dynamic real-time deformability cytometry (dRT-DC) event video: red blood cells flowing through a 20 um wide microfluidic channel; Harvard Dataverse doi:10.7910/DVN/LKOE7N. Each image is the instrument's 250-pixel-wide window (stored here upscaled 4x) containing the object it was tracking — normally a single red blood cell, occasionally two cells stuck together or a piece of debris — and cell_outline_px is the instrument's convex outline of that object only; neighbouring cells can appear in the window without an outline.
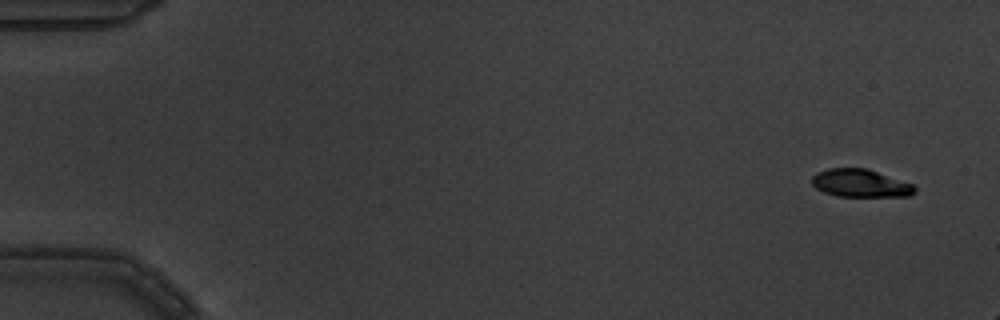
{"species": "common noctule bat (a hibernating species)", "species_latin": "Nyctalus noctula", "temperature_condition": "warm", "stored_images_in_passage": 7, "segment_of_instrument_passage": [2, 2], "camera_frame_rate_fps": 3000, "um_per_image_px": 0.085, "animal": {"sex": "male", "body_mass_g": 19.5, "forearm_length_mm": 54.6}, "frame": {"image": 1, "passage_image": 7, "time_ms": 2.0, "image_size_px": [1000, 320], "cell_outline_px": [[916, 192], [908, 196], [836, 196], [824, 192], [816, 188], [812, 184], [812, 176], [816, 172], [828, 168], [868, 168], [912, 184], [916, 188]], "centroid_in_image_um": [73.11, 15.57], "position_along_channel_um": 11.9, "area_um2": 16.7}}